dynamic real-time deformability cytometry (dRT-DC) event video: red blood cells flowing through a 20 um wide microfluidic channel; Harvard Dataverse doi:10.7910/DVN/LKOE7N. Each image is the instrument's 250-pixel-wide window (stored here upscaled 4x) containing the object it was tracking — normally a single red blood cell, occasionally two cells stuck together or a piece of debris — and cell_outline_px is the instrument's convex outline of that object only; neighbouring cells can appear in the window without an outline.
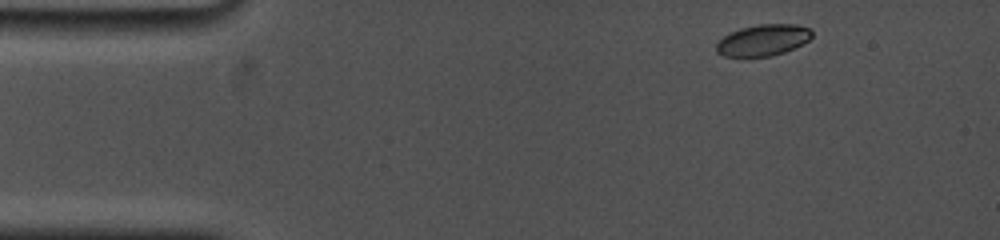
{"species": "common noctule bat (a hibernating species)", "species_latin": "Nyctalus noctula", "temperature_condition": "cold", "stored_images_in_passage": 43, "camera_frame_rate_fps": 5000, "um_per_image_px": 0.085, "animal": {"sex": "female", "body_mass_g": 19.0, "forearm_length_mm": 53.3}, "frame": {"image": 1, "passage_image": 2, "time_ms": 0.4, "image_size_px": [1000, 240], "cell_outline_px": [[812, 36], [808, 40], [784, 52], [772, 56], [724, 56], [716, 52], [716, 44], [724, 36], [740, 28], [760, 24], [796, 24], [812, 28]], "centroid_in_image_um": [64.87, 3.4], "position_along_channel_um": 20.1, "area_um2": 17.28}}
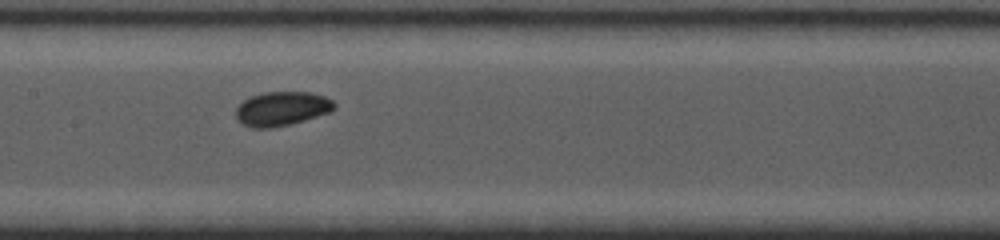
{"frame": {"image": 2, "passage_image": 25, "time_ms": 6.8, "image_size_px": [1000, 240], "cell_outline_px": [[336, 108], [332, 112], [304, 120], [272, 128], [252, 128], [236, 120], [236, 108], [244, 100], [252, 96], [264, 92], [312, 92], [324, 96], [332, 100], [336, 104]], "centroid_in_image_um": [23.98, 9.24], "position_along_channel_um": 183.4, "area_um2": 19.65}}
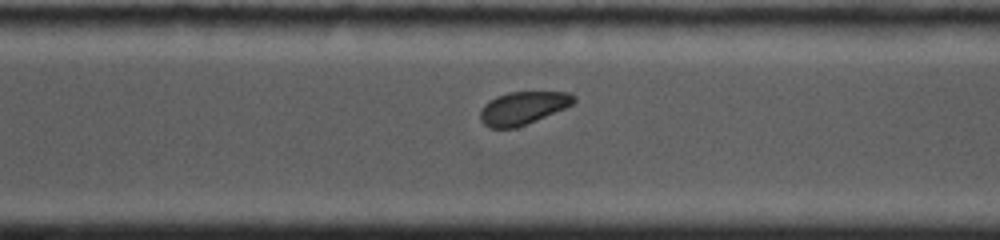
{"frame": {"image": 3, "passage_image": 43, "time_ms": 10.6, "image_size_px": [1000, 240], "cell_outline_px": [[576, 100], [572, 104], [564, 108], [536, 120], [516, 128], [488, 128], [480, 120], [480, 108], [484, 104], [496, 96], [508, 92], [568, 92], [576, 96]], "centroid_in_image_um": [44.41, 9.18], "position_along_channel_um": 326.2, "area_um2": 17.92}}